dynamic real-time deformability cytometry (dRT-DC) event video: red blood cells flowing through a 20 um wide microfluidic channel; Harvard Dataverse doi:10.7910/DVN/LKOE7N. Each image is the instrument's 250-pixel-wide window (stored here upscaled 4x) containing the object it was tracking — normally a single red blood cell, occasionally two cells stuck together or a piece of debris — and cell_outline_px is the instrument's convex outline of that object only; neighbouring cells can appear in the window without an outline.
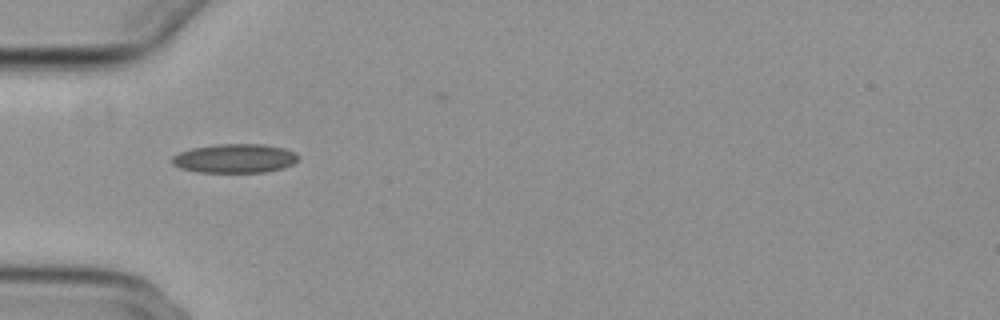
{"species": "common noctule bat (a hibernating species)", "species_latin": "Nyctalus noctula", "temperature_condition": "cold", "stored_images_in_passage": 29, "camera_frame_rate_fps": 3000, "um_per_image_px": 0.085, "animal": {"sex": "female", "body_mass_g": 29.2, "forearm_length_mm": 56.3}, "frame": {"image": 1, "passage_image": 1, "time_ms": 0.0, "image_size_px": [1000, 320], "cell_outline_px": [[300, 156], [292, 164], [284, 168], [264, 172], [196, 172], [180, 168], [172, 164], [172, 156], [180, 152], [192, 148], [216, 144], [264, 144], [284, 148], [296, 152]], "centroid_in_image_um": [19.96, 13.46], "position_along_channel_um": 65.0, "area_um2": 21.44}}
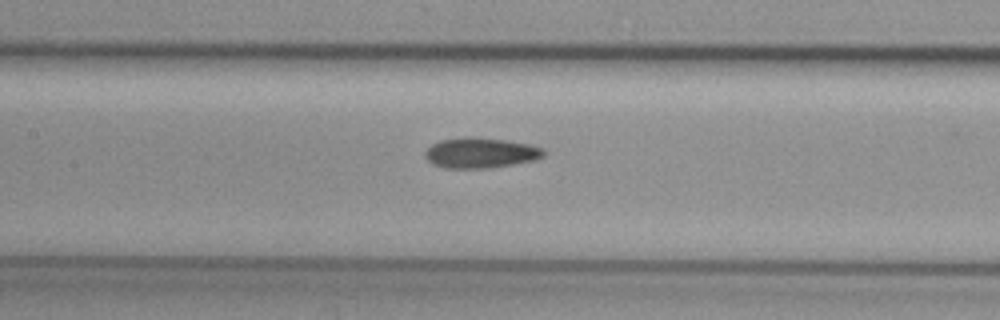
{"frame": {"image": 2, "passage_image": 9, "time_ms": 2.667, "image_size_px": [1000, 320], "cell_outline_px": [[544, 156], [536, 160], [488, 168], [444, 168], [432, 164], [424, 156], [424, 152], [432, 144], [440, 140], [464, 136], [472, 136], [508, 140], [532, 144], [544, 148]], "centroid_in_image_um": [40.85, 12.98], "position_along_channel_um": 166.5, "area_um2": 21.33}}
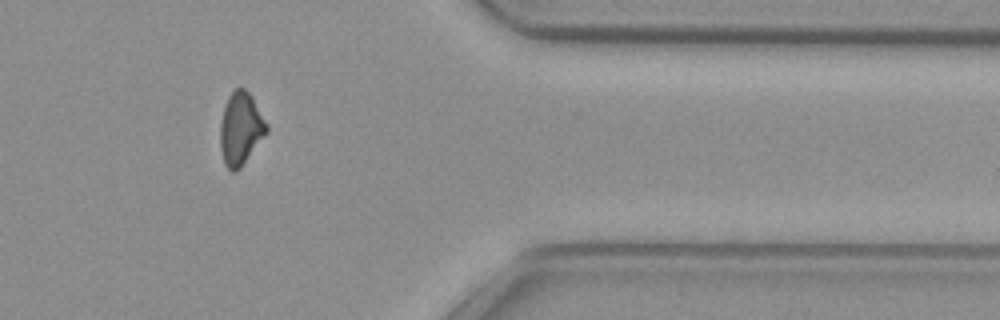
{"frame": {"image": 3, "passage_image": 28, "time_ms": 9.0, "image_size_px": [1000, 320], "cell_outline_px": [[268, 132], [240, 168], [236, 172], [232, 172], [224, 164], [220, 148], [220, 124], [224, 108], [228, 96], [236, 88], [244, 88], [252, 96], [268, 124]], "centroid_in_image_um": [20.46, 10.95], "position_along_channel_um": 390.9, "area_um2": 19.71}, "authors_computed_cell_mechanics": {"area_um2": 20.1144, "velocity_mm_per_s": 3.8482, "shape_relaxation_time_tau1_ms": null, "shape_relaxation_time_tau2_ms": 8.9567, "deformation_change_tau1": null, "deformation_change_tau2": 0.176}}